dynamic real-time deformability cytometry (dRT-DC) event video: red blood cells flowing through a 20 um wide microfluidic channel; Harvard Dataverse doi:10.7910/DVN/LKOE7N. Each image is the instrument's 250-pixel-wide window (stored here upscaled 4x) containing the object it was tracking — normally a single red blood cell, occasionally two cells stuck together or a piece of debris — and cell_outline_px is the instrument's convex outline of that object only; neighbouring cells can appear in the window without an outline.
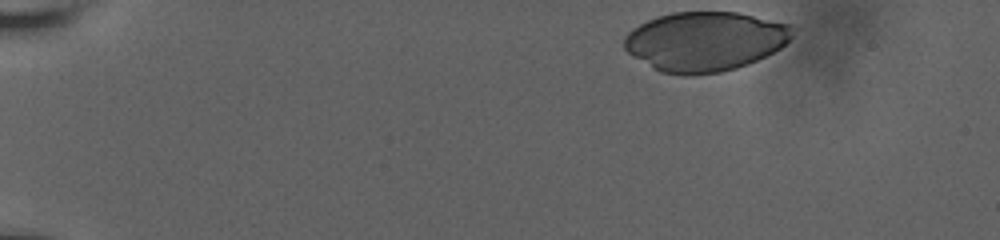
{"species": "human", "species_latin": "Homo sapiens", "temperature_condition": "room temperature", "stored_images_in_passage": 28, "camera_frame_rate_fps": 3000, "um_per_image_px": 0.085, "donor": {"sex": "male"}, "frame": {"image": 1, "passage_image": 1, "time_ms": 0.0, "image_size_px": [1000, 240], "cell_outline_px": [[792, 36], [780, 48], [748, 64], [736, 68], [720, 72], [692, 76], [684, 76], [660, 72], [632, 56], [624, 48], [624, 36], [632, 28], [656, 16], [672, 12], [736, 12], [792, 24]], "centroid_in_image_um": [59.89, 3.52], "position_along_channel_um": 25.1, "area_um2": 58.44}}